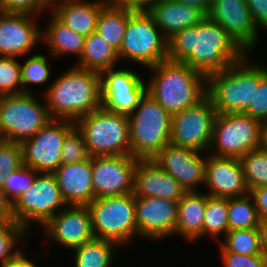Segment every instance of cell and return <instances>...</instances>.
Segmentation results:
<instances>
[{
  "mask_svg": "<svg viewBox=\"0 0 267 267\" xmlns=\"http://www.w3.org/2000/svg\"><path fill=\"white\" fill-rule=\"evenodd\" d=\"M47 59L49 58L41 54H33L23 64H20L23 93H31L27 88L30 83L40 85L48 81L51 74Z\"/></svg>",
  "mask_w": 267,
  "mask_h": 267,
  "instance_id": "obj_35",
  "label": "cell"
},
{
  "mask_svg": "<svg viewBox=\"0 0 267 267\" xmlns=\"http://www.w3.org/2000/svg\"><path fill=\"white\" fill-rule=\"evenodd\" d=\"M260 222L252 196L228 198V231L257 228Z\"/></svg>",
  "mask_w": 267,
  "mask_h": 267,
  "instance_id": "obj_31",
  "label": "cell"
},
{
  "mask_svg": "<svg viewBox=\"0 0 267 267\" xmlns=\"http://www.w3.org/2000/svg\"><path fill=\"white\" fill-rule=\"evenodd\" d=\"M23 166L22 147L19 143L4 141L0 145V188L7 176Z\"/></svg>",
  "mask_w": 267,
  "mask_h": 267,
  "instance_id": "obj_39",
  "label": "cell"
},
{
  "mask_svg": "<svg viewBox=\"0 0 267 267\" xmlns=\"http://www.w3.org/2000/svg\"><path fill=\"white\" fill-rule=\"evenodd\" d=\"M67 206H88L94 199L92 157L61 164L53 172Z\"/></svg>",
  "mask_w": 267,
  "mask_h": 267,
  "instance_id": "obj_22",
  "label": "cell"
},
{
  "mask_svg": "<svg viewBox=\"0 0 267 267\" xmlns=\"http://www.w3.org/2000/svg\"><path fill=\"white\" fill-rule=\"evenodd\" d=\"M90 157L131 155L128 115L100 107L75 122Z\"/></svg>",
  "mask_w": 267,
  "mask_h": 267,
  "instance_id": "obj_6",
  "label": "cell"
},
{
  "mask_svg": "<svg viewBox=\"0 0 267 267\" xmlns=\"http://www.w3.org/2000/svg\"><path fill=\"white\" fill-rule=\"evenodd\" d=\"M87 207L95 238L124 246L138 235L133 193L95 198Z\"/></svg>",
  "mask_w": 267,
  "mask_h": 267,
  "instance_id": "obj_7",
  "label": "cell"
},
{
  "mask_svg": "<svg viewBox=\"0 0 267 267\" xmlns=\"http://www.w3.org/2000/svg\"><path fill=\"white\" fill-rule=\"evenodd\" d=\"M147 69L154 72L146 93L171 116L202 100L207 93V77L182 62H159Z\"/></svg>",
  "mask_w": 267,
  "mask_h": 267,
  "instance_id": "obj_3",
  "label": "cell"
},
{
  "mask_svg": "<svg viewBox=\"0 0 267 267\" xmlns=\"http://www.w3.org/2000/svg\"><path fill=\"white\" fill-rule=\"evenodd\" d=\"M75 127L67 119H51L33 137L23 141V165L37 172L53 173L61 165L60 152L66 135Z\"/></svg>",
  "mask_w": 267,
  "mask_h": 267,
  "instance_id": "obj_13",
  "label": "cell"
},
{
  "mask_svg": "<svg viewBox=\"0 0 267 267\" xmlns=\"http://www.w3.org/2000/svg\"><path fill=\"white\" fill-rule=\"evenodd\" d=\"M167 42V60L182 62L206 77L240 62L248 54L208 16L196 26L176 32Z\"/></svg>",
  "mask_w": 267,
  "mask_h": 267,
  "instance_id": "obj_1",
  "label": "cell"
},
{
  "mask_svg": "<svg viewBox=\"0 0 267 267\" xmlns=\"http://www.w3.org/2000/svg\"><path fill=\"white\" fill-rule=\"evenodd\" d=\"M243 113L260 122L267 120V73L260 79L259 85H254L253 101Z\"/></svg>",
  "mask_w": 267,
  "mask_h": 267,
  "instance_id": "obj_41",
  "label": "cell"
},
{
  "mask_svg": "<svg viewBox=\"0 0 267 267\" xmlns=\"http://www.w3.org/2000/svg\"><path fill=\"white\" fill-rule=\"evenodd\" d=\"M185 193L180 183L152 159L137 161L134 174L135 197H157L179 201Z\"/></svg>",
  "mask_w": 267,
  "mask_h": 267,
  "instance_id": "obj_23",
  "label": "cell"
},
{
  "mask_svg": "<svg viewBox=\"0 0 267 267\" xmlns=\"http://www.w3.org/2000/svg\"><path fill=\"white\" fill-rule=\"evenodd\" d=\"M50 240L73 249L95 238L87 206H66L43 227Z\"/></svg>",
  "mask_w": 267,
  "mask_h": 267,
  "instance_id": "obj_19",
  "label": "cell"
},
{
  "mask_svg": "<svg viewBox=\"0 0 267 267\" xmlns=\"http://www.w3.org/2000/svg\"><path fill=\"white\" fill-rule=\"evenodd\" d=\"M207 154L204 185L208 195L234 198L249 193L238 158Z\"/></svg>",
  "mask_w": 267,
  "mask_h": 267,
  "instance_id": "obj_21",
  "label": "cell"
},
{
  "mask_svg": "<svg viewBox=\"0 0 267 267\" xmlns=\"http://www.w3.org/2000/svg\"><path fill=\"white\" fill-rule=\"evenodd\" d=\"M146 10L167 39L178 31L196 26L205 17L199 9L175 0L157 1Z\"/></svg>",
  "mask_w": 267,
  "mask_h": 267,
  "instance_id": "obj_25",
  "label": "cell"
},
{
  "mask_svg": "<svg viewBox=\"0 0 267 267\" xmlns=\"http://www.w3.org/2000/svg\"><path fill=\"white\" fill-rule=\"evenodd\" d=\"M26 232L18 223H8L0 231V265L12 260L21 249H15L20 238L25 237ZM14 249V250H13ZM13 250V251H12Z\"/></svg>",
  "mask_w": 267,
  "mask_h": 267,
  "instance_id": "obj_40",
  "label": "cell"
},
{
  "mask_svg": "<svg viewBox=\"0 0 267 267\" xmlns=\"http://www.w3.org/2000/svg\"><path fill=\"white\" fill-rule=\"evenodd\" d=\"M248 191L267 186V151L252 150L239 158Z\"/></svg>",
  "mask_w": 267,
  "mask_h": 267,
  "instance_id": "obj_33",
  "label": "cell"
},
{
  "mask_svg": "<svg viewBox=\"0 0 267 267\" xmlns=\"http://www.w3.org/2000/svg\"><path fill=\"white\" fill-rule=\"evenodd\" d=\"M168 39L144 9H137L128 19L118 55L146 68L167 60Z\"/></svg>",
  "mask_w": 267,
  "mask_h": 267,
  "instance_id": "obj_8",
  "label": "cell"
},
{
  "mask_svg": "<svg viewBox=\"0 0 267 267\" xmlns=\"http://www.w3.org/2000/svg\"><path fill=\"white\" fill-rule=\"evenodd\" d=\"M0 221L13 223L12 203L6 197L2 188H0Z\"/></svg>",
  "mask_w": 267,
  "mask_h": 267,
  "instance_id": "obj_46",
  "label": "cell"
},
{
  "mask_svg": "<svg viewBox=\"0 0 267 267\" xmlns=\"http://www.w3.org/2000/svg\"><path fill=\"white\" fill-rule=\"evenodd\" d=\"M201 153L168 144L152 158V161L172 175L186 192H192L196 191L195 186L204 185L205 182L206 157L200 155Z\"/></svg>",
  "mask_w": 267,
  "mask_h": 267,
  "instance_id": "obj_18",
  "label": "cell"
},
{
  "mask_svg": "<svg viewBox=\"0 0 267 267\" xmlns=\"http://www.w3.org/2000/svg\"><path fill=\"white\" fill-rule=\"evenodd\" d=\"M172 116L148 93L128 116L131 156L150 160L170 144Z\"/></svg>",
  "mask_w": 267,
  "mask_h": 267,
  "instance_id": "obj_5",
  "label": "cell"
},
{
  "mask_svg": "<svg viewBox=\"0 0 267 267\" xmlns=\"http://www.w3.org/2000/svg\"><path fill=\"white\" fill-rule=\"evenodd\" d=\"M16 59L17 57L0 56V96L23 93L21 63Z\"/></svg>",
  "mask_w": 267,
  "mask_h": 267,
  "instance_id": "obj_36",
  "label": "cell"
},
{
  "mask_svg": "<svg viewBox=\"0 0 267 267\" xmlns=\"http://www.w3.org/2000/svg\"><path fill=\"white\" fill-rule=\"evenodd\" d=\"M34 15L0 12V56L19 57L29 54L42 32L34 24Z\"/></svg>",
  "mask_w": 267,
  "mask_h": 267,
  "instance_id": "obj_20",
  "label": "cell"
},
{
  "mask_svg": "<svg viewBox=\"0 0 267 267\" xmlns=\"http://www.w3.org/2000/svg\"><path fill=\"white\" fill-rule=\"evenodd\" d=\"M216 114L207 95L196 104L175 113L171 118L170 144L207 154Z\"/></svg>",
  "mask_w": 267,
  "mask_h": 267,
  "instance_id": "obj_12",
  "label": "cell"
},
{
  "mask_svg": "<svg viewBox=\"0 0 267 267\" xmlns=\"http://www.w3.org/2000/svg\"><path fill=\"white\" fill-rule=\"evenodd\" d=\"M24 255L20 250L12 260L6 262L4 265H0V267H37L32 260H29Z\"/></svg>",
  "mask_w": 267,
  "mask_h": 267,
  "instance_id": "obj_47",
  "label": "cell"
},
{
  "mask_svg": "<svg viewBox=\"0 0 267 267\" xmlns=\"http://www.w3.org/2000/svg\"><path fill=\"white\" fill-rule=\"evenodd\" d=\"M51 16L49 25L46 26L45 31H42V41L50 48V55L61 56L73 53L77 54V59H80L85 37L66 26L54 14Z\"/></svg>",
  "mask_w": 267,
  "mask_h": 267,
  "instance_id": "obj_28",
  "label": "cell"
},
{
  "mask_svg": "<svg viewBox=\"0 0 267 267\" xmlns=\"http://www.w3.org/2000/svg\"><path fill=\"white\" fill-rule=\"evenodd\" d=\"M118 3L127 5L134 9L146 10L151 4L160 0H116Z\"/></svg>",
  "mask_w": 267,
  "mask_h": 267,
  "instance_id": "obj_50",
  "label": "cell"
},
{
  "mask_svg": "<svg viewBox=\"0 0 267 267\" xmlns=\"http://www.w3.org/2000/svg\"><path fill=\"white\" fill-rule=\"evenodd\" d=\"M50 5H52L54 2L59 1V0H46Z\"/></svg>",
  "mask_w": 267,
  "mask_h": 267,
  "instance_id": "obj_54",
  "label": "cell"
},
{
  "mask_svg": "<svg viewBox=\"0 0 267 267\" xmlns=\"http://www.w3.org/2000/svg\"><path fill=\"white\" fill-rule=\"evenodd\" d=\"M139 159L131 155L92 157L95 198L134 192V174Z\"/></svg>",
  "mask_w": 267,
  "mask_h": 267,
  "instance_id": "obj_15",
  "label": "cell"
},
{
  "mask_svg": "<svg viewBox=\"0 0 267 267\" xmlns=\"http://www.w3.org/2000/svg\"><path fill=\"white\" fill-rule=\"evenodd\" d=\"M109 1L59 0L51 5L54 8L51 14L79 35L87 37L95 32L99 13Z\"/></svg>",
  "mask_w": 267,
  "mask_h": 267,
  "instance_id": "obj_24",
  "label": "cell"
},
{
  "mask_svg": "<svg viewBox=\"0 0 267 267\" xmlns=\"http://www.w3.org/2000/svg\"><path fill=\"white\" fill-rule=\"evenodd\" d=\"M207 16L218 23L246 53L256 46L259 31L246 0H212Z\"/></svg>",
  "mask_w": 267,
  "mask_h": 267,
  "instance_id": "obj_16",
  "label": "cell"
},
{
  "mask_svg": "<svg viewBox=\"0 0 267 267\" xmlns=\"http://www.w3.org/2000/svg\"><path fill=\"white\" fill-rule=\"evenodd\" d=\"M260 246L262 255L267 259V221L260 220L258 224Z\"/></svg>",
  "mask_w": 267,
  "mask_h": 267,
  "instance_id": "obj_49",
  "label": "cell"
},
{
  "mask_svg": "<svg viewBox=\"0 0 267 267\" xmlns=\"http://www.w3.org/2000/svg\"><path fill=\"white\" fill-rule=\"evenodd\" d=\"M7 225L5 221H0V231Z\"/></svg>",
  "mask_w": 267,
  "mask_h": 267,
  "instance_id": "obj_52",
  "label": "cell"
},
{
  "mask_svg": "<svg viewBox=\"0 0 267 267\" xmlns=\"http://www.w3.org/2000/svg\"><path fill=\"white\" fill-rule=\"evenodd\" d=\"M249 194L254 200L260 220L267 221V186L251 189Z\"/></svg>",
  "mask_w": 267,
  "mask_h": 267,
  "instance_id": "obj_45",
  "label": "cell"
},
{
  "mask_svg": "<svg viewBox=\"0 0 267 267\" xmlns=\"http://www.w3.org/2000/svg\"><path fill=\"white\" fill-rule=\"evenodd\" d=\"M136 10L116 0H110L99 13L95 32L119 51L127 21Z\"/></svg>",
  "mask_w": 267,
  "mask_h": 267,
  "instance_id": "obj_27",
  "label": "cell"
},
{
  "mask_svg": "<svg viewBox=\"0 0 267 267\" xmlns=\"http://www.w3.org/2000/svg\"><path fill=\"white\" fill-rule=\"evenodd\" d=\"M66 206L54 174L38 172L29 188L12 203V214L14 222L28 232L31 221L44 227L57 209Z\"/></svg>",
  "mask_w": 267,
  "mask_h": 267,
  "instance_id": "obj_11",
  "label": "cell"
},
{
  "mask_svg": "<svg viewBox=\"0 0 267 267\" xmlns=\"http://www.w3.org/2000/svg\"><path fill=\"white\" fill-rule=\"evenodd\" d=\"M220 245L232 253L262 255L258 228L230 230Z\"/></svg>",
  "mask_w": 267,
  "mask_h": 267,
  "instance_id": "obj_34",
  "label": "cell"
},
{
  "mask_svg": "<svg viewBox=\"0 0 267 267\" xmlns=\"http://www.w3.org/2000/svg\"><path fill=\"white\" fill-rule=\"evenodd\" d=\"M51 119L46 103H38L33 92L0 96V131L5 141L21 144Z\"/></svg>",
  "mask_w": 267,
  "mask_h": 267,
  "instance_id": "obj_9",
  "label": "cell"
},
{
  "mask_svg": "<svg viewBox=\"0 0 267 267\" xmlns=\"http://www.w3.org/2000/svg\"><path fill=\"white\" fill-rule=\"evenodd\" d=\"M261 148L267 151V120L261 122Z\"/></svg>",
  "mask_w": 267,
  "mask_h": 267,
  "instance_id": "obj_51",
  "label": "cell"
},
{
  "mask_svg": "<svg viewBox=\"0 0 267 267\" xmlns=\"http://www.w3.org/2000/svg\"><path fill=\"white\" fill-rule=\"evenodd\" d=\"M51 8L46 0H0V12L24 13L29 15H40L42 10Z\"/></svg>",
  "mask_w": 267,
  "mask_h": 267,
  "instance_id": "obj_42",
  "label": "cell"
},
{
  "mask_svg": "<svg viewBox=\"0 0 267 267\" xmlns=\"http://www.w3.org/2000/svg\"><path fill=\"white\" fill-rule=\"evenodd\" d=\"M246 3L258 30H267V0H246Z\"/></svg>",
  "mask_w": 267,
  "mask_h": 267,
  "instance_id": "obj_44",
  "label": "cell"
},
{
  "mask_svg": "<svg viewBox=\"0 0 267 267\" xmlns=\"http://www.w3.org/2000/svg\"><path fill=\"white\" fill-rule=\"evenodd\" d=\"M222 262L225 267H267V259L263 255H242L228 252L222 245L220 248Z\"/></svg>",
  "mask_w": 267,
  "mask_h": 267,
  "instance_id": "obj_43",
  "label": "cell"
},
{
  "mask_svg": "<svg viewBox=\"0 0 267 267\" xmlns=\"http://www.w3.org/2000/svg\"><path fill=\"white\" fill-rule=\"evenodd\" d=\"M60 157L61 164L85 161L90 158L84 137L76 126L66 135Z\"/></svg>",
  "mask_w": 267,
  "mask_h": 267,
  "instance_id": "obj_38",
  "label": "cell"
},
{
  "mask_svg": "<svg viewBox=\"0 0 267 267\" xmlns=\"http://www.w3.org/2000/svg\"><path fill=\"white\" fill-rule=\"evenodd\" d=\"M116 246L114 242L94 238L73 248L75 267H110Z\"/></svg>",
  "mask_w": 267,
  "mask_h": 267,
  "instance_id": "obj_30",
  "label": "cell"
},
{
  "mask_svg": "<svg viewBox=\"0 0 267 267\" xmlns=\"http://www.w3.org/2000/svg\"><path fill=\"white\" fill-rule=\"evenodd\" d=\"M5 141L2 132L0 131V145Z\"/></svg>",
  "mask_w": 267,
  "mask_h": 267,
  "instance_id": "obj_53",
  "label": "cell"
},
{
  "mask_svg": "<svg viewBox=\"0 0 267 267\" xmlns=\"http://www.w3.org/2000/svg\"><path fill=\"white\" fill-rule=\"evenodd\" d=\"M102 107L110 112L131 115L146 93L144 79L128 69H108L100 73Z\"/></svg>",
  "mask_w": 267,
  "mask_h": 267,
  "instance_id": "obj_14",
  "label": "cell"
},
{
  "mask_svg": "<svg viewBox=\"0 0 267 267\" xmlns=\"http://www.w3.org/2000/svg\"><path fill=\"white\" fill-rule=\"evenodd\" d=\"M135 221L138 235L162 240L175 234L178 201L157 197H135Z\"/></svg>",
  "mask_w": 267,
  "mask_h": 267,
  "instance_id": "obj_17",
  "label": "cell"
},
{
  "mask_svg": "<svg viewBox=\"0 0 267 267\" xmlns=\"http://www.w3.org/2000/svg\"><path fill=\"white\" fill-rule=\"evenodd\" d=\"M208 194L198 191L186 192L178 201V214L175 234L183 236L187 241H195L203 236Z\"/></svg>",
  "mask_w": 267,
  "mask_h": 267,
  "instance_id": "obj_26",
  "label": "cell"
},
{
  "mask_svg": "<svg viewBox=\"0 0 267 267\" xmlns=\"http://www.w3.org/2000/svg\"><path fill=\"white\" fill-rule=\"evenodd\" d=\"M119 60L118 51L102 36L93 32L85 37L84 49L76 66L102 73L115 68V63Z\"/></svg>",
  "mask_w": 267,
  "mask_h": 267,
  "instance_id": "obj_29",
  "label": "cell"
},
{
  "mask_svg": "<svg viewBox=\"0 0 267 267\" xmlns=\"http://www.w3.org/2000/svg\"><path fill=\"white\" fill-rule=\"evenodd\" d=\"M179 3L199 9L205 16L210 11L212 0H175Z\"/></svg>",
  "mask_w": 267,
  "mask_h": 267,
  "instance_id": "obj_48",
  "label": "cell"
},
{
  "mask_svg": "<svg viewBox=\"0 0 267 267\" xmlns=\"http://www.w3.org/2000/svg\"><path fill=\"white\" fill-rule=\"evenodd\" d=\"M227 232L228 198L208 195L203 222V236L208 234L216 239L222 234L225 237Z\"/></svg>",
  "mask_w": 267,
  "mask_h": 267,
  "instance_id": "obj_32",
  "label": "cell"
},
{
  "mask_svg": "<svg viewBox=\"0 0 267 267\" xmlns=\"http://www.w3.org/2000/svg\"><path fill=\"white\" fill-rule=\"evenodd\" d=\"M246 55L223 71L207 76V93L216 113H243L253 101L254 85L267 73Z\"/></svg>",
  "mask_w": 267,
  "mask_h": 267,
  "instance_id": "obj_4",
  "label": "cell"
},
{
  "mask_svg": "<svg viewBox=\"0 0 267 267\" xmlns=\"http://www.w3.org/2000/svg\"><path fill=\"white\" fill-rule=\"evenodd\" d=\"M258 148H261L260 121L244 113L216 114L209 154L239 159Z\"/></svg>",
  "mask_w": 267,
  "mask_h": 267,
  "instance_id": "obj_10",
  "label": "cell"
},
{
  "mask_svg": "<svg viewBox=\"0 0 267 267\" xmlns=\"http://www.w3.org/2000/svg\"><path fill=\"white\" fill-rule=\"evenodd\" d=\"M48 87L44 97L52 119L75 122L102 107L98 72L75 65L62 72Z\"/></svg>",
  "mask_w": 267,
  "mask_h": 267,
  "instance_id": "obj_2",
  "label": "cell"
},
{
  "mask_svg": "<svg viewBox=\"0 0 267 267\" xmlns=\"http://www.w3.org/2000/svg\"><path fill=\"white\" fill-rule=\"evenodd\" d=\"M37 173V171L25 165L9 173L2 190L11 203L29 188Z\"/></svg>",
  "mask_w": 267,
  "mask_h": 267,
  "instance_id": "obj_37",
  "label": "cell"
}]
</instances>
